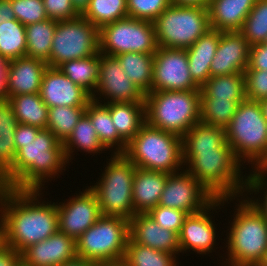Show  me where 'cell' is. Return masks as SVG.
<instances>
[{"mask_svg":"<svg viewBox=\"0 0 267 266\" xmlns=\"http://www.w3.org/2000/svg\"><path fill=\"white\" fill-rule=\"evenodd\" d=\"M85 110L86 106L51 107L48 109L46 129L50 130L60 142L64 143L73 132Z\"/></svg>","mask_w":267,"mask_h":266,"instance_id":"39","label":"cell"},{"mask_svg":"<svg viewBox=\"0 0 267 266\" xmlns=\"http://www.w3.org/2000/svg\"><path fill=\"white\" fill-rule=\"evenodd\" d=\"M63 147L68 163L73 160L72 156L74 155L73 152H76V148L77 151L88 152L90 155L93 154L92 156L107 151L101 144L90 118L85 113L79 119L71 135L63 143Z\"/></svg>","mask_w":267,"mask_h":266,"instance_id":"29","label":"cell"},{"mask_svg":"<svg viewBox=\"0 0 267 266\" xmlns=\"http://www.w3.org/2000/svg\"><path fill=\"white\" fill-rule=\"evenodd\" d=\"M258 266H267V251L265 253L264 259L261 261V263Z\"/></svg>","mask_w":267,"mask_h":266,"instance_id":"60","label":"cell"},{"mask_svg":"<svg viewBox=\"0 0 267 266\" xmlns=\"http://www.w3.org/2000/svg\"><path fill=\"white\" fill-rule=\"evenodd\" d=\"M226 141L224 128L195 123L182 137V151H207L222 148Z\"/></svg>","mask_w":267,"mask_h":266,"instance_id":"32","label":"cell"},{"mask_svg":"<svg viewBox=\"0 0 267 266\" xmlns=\"http://www.w3.org/2000/svg\"><path fill=\"white\" fill-rule=\"evenodd\" d=\"M182 161L185 170L215 198L244 196L247 175L228 142L214 150L182 151Z\"/></svg>","mask_w":267,"mask_h":266,"instance_id":"3","label":"cell"},{"mask_svg":"<svg viewBox=\"0 0 267 266\" xmlns=\"http://www.w3.org/2000/svg\"><path fill=\"white\" fill-rule=\"evenodd\" d=\"M3 244V224L0 217V245Z\"/></svg>","mask_w":267,"mask_h":266,"instance_id":"58","label":"cell"},{"mask_svg":"<svg viewBox=\"0 0 267 266\" xmlns=\"http://www.w3.org/2000/svg\"><path fill=\"white\" fill-rule=\"evenodd\" d=\"M110 111L113 126L128 144L146 122L145 102L105 103Z\"/></svg>","mask_w":267,"mask_h":266,"instance_id":"26","label":"cell"},{"mask_svg":"<svg viewBox=\"0 0 267 266\" xmlns=\"http://www.w3.org/2000/svg\"><path fill=\"white\" fill-rule=\"evenodd\" d=\"M239 32L252 46L267 38V0H257Z\"/></svg>","mask_w":267,"mask_h":266,"instance_id":"41","label":"cell"},{"mask_svg":"<svg viewBox=\"0 0 267 266\" xmlns=\"http://www.w3.org/2000/svg\"><path fill=\"white\" fill-rule=\"evenodd\" d=\"M233 199L236 200L235 198H215L203 210L186 216L181 232L178 235L181 253L184 254L192 250L200 255H208L216 252L214 250H216L215 246H217L215 243L218 237L216 233L218 232L216 231L215 220H212L213 217L210 214L212 213L213 215L214 211L217 213L216 209H221L220 206L224 208L225 203L229 204L234 201Z\"/></svg>","mask_w":267,"mask_h":266,"instance_id":"14","label":"cell"},{"mask_svg":"<svg viewBox=\"0 0 267 266\" xmlns=\"http://www.w3.org/2000/svg\"><path fill=\"white\" fill-rule=\"evenodd\" d=\"M211 0H170L176 6H198L208 8Z\"/></svg>","mask_w":267,"mask_h":266,"instance_id":"53","label":"cell"},{"mask_svg":"<svg viewBox=\"0 0 267 266\" xmlns=\"http://www.w3.org/2000/svg\"><path fill=\"white\" fill-rule=\"evenodd\" d=\"M14 144L16 157L13 166L0 178L1 188L43 190L46 182L62 175L70 165L63 143L48 129H41L35 139Z\"/></svg>","mask_w":267,"mask_h":266,"instance_id":"2","label":"cell"},{"mask_svg":"<svg viewBox=\"0 0 267 266\" xmlns=\"http://www.w3.org/2000/svg\"><path fill=\"white\" fill-rule=\"evenodd\" d=\"M251 45L239 31H221L219 45L210 65L211 77L244 73Z\"/></svg>","mask_w":267,"mask_h":266,"instance_id":"19","label":"cell"},{"mask_svg":"<svg viewBox=\"0 0 267 266\" xmlns=\"http://www.w3.org/2000/svg\"><path fill=\"white\" fill-rule=\"evenodd\" d=\"M146 122L183 137L200 121V90L151 91L145 94Z\"/></svg>","mask_w":267,"mask_h":266,"instance_id":"7","label":"cell"},{"mask_svg":"<svg viewBox=\"0 0 267 266\" xmlns=\"http://www.w3.org/2000/svg\"><path fill=\"white\" fill-rule=\"evenodd\" d=\"M214 199L215 197L184 168L180 173L167 175L158 205L192 214L203 210Z\"/></svg>","mask_w":267,"mask_h":266,"instance_id":"16","label":"cell"},{"mask_svg":"<svg viewBox=\"0 0 267 266\" xmlns=\"http://www.w3.org/2000/svg\"><path fill=\"white\" fill-rule=\"evenodd\" d=\"M82 16L100 29L128 17L126 0H90Z\"/></svg>","mask_w":267,"mask_h":266,"instance_id":"40","label":"cell"},{"mask_svg":"<svg viewBox=\"0 0 267 266\" xmlns=\"http://www.w3.org/2000/svg\"><path fill=\"white\" fill-rule=\"evenodd\" d=\"M57 68L91 95L96 91L100 72L99 53L90 57L66 61Z\"/></svg>","mask_w":267,"mask_h":266,"instance_id":"34","label":"cell"},{"mask_svg":"<svg viewBox=\"0 0 267 266\" xmlns=\"http://www.w3.org/2000/svg\"><path fill=\"white\" fill-rule=\"evenodd\" d=\"M90 0H71L73 8L79 15H82L87 9Z\"/></svg>","mask_w":267,"mask_h":266,"instance_id":"55","label":"cell"},{"mask_svg":"<svg viewBox=\"0 0 267 266\" xmlns=\"http://www.w3.org/2000/svg\"><path fill=\"white\" fill-rule=\"evenodd\" d=\"M39 94L48 108L87 106L92 100L88 91L53 67L45 70Z\"/></svg>","mask_w":267,"mask_h":266,"instance_id":"18","label":"cell"},{"mask_svg":"<svg viewBox=\"0 0 267 266\" xmlns=\"http://www.w3.org/2000/svg\"><path fill=\"white\" fill-rule=\"evenodd\" d=\"M0 266H22V254L4 243L1 244Z\"/></svg>","mask_w":267,"mask_h":266,"instance_id":"49","label":"cell"},{"mask_svg":"<svg viewBox=\"0 0 267 266\" xmlns=\"http://www.w3.org/2000/svg\"><path fill=\"white\" fill-rule=\"evenodd\" d=\"M246 97L251 101L267 99V70L245 69Z\"/></svg>","mask_w":267,"mask_h":266,"instance_id":"46","label":"cell"},{"mask_svg":"<svg viewBox=\"0 0 267 266\" xmlns=\"http://www.w3.org/2000/svg\"><path fill=\"white\" fill-rule=\"evenodd\" d=\"M21 254L22 266H60L77 255L76 241L57 231L49 238L29 246Z\"/></svg>","mask_w":267,"mask_h":266,"instance_id":"20","label":"cell"},{"mask_svg":"<svg viewBox=\"0 0 267 266\" xmlns=\"http://www.w3.org/2000/svg\"><path fill=\"white\" fill-rule=\"evenodd\" d=\"M26 28L18 20L0 24V55L8 61L26 56Z\"/></svg>","mask_w":267,"mask_h":266,"instance_id":"38","label":"cell"},{"mask_svg":"<svg viewBox=\"0 0 267 266\" xmlns=\"http://www.w3.org/2000/svg\"><path fill=\"white\" fill-rule=\"evenodd\" d=\"M158 49L154 23L125 17L99 29V52L115 57L128 52L154 54Z\"/></svg>","mask_w":267,"mask_h":266,"instance_id":"11","label":"cell"},{"mask_svg":"<svg viewBox=\"0 0 267 266\" xmlns=\"http://www.w3.org/2000/svg\"><path fill=\"white\" fill-rule=\"evenodd\" d=\"M56 25V20L48 18L25 26L26 56L45 61L49 67V56Z\"/></svg>","mask_w":267,"mask_h":266,"instance_id":"33","label":"cell"},{"mask_svg":"<svg viewBox=\"0 0 267 266\" xmlns=\"http://www.w3.org/2000/svg\"><path fill=\"white\" fill-rule=\"evenodd\" d=\"M200 97L217 100L247 99L244 73L210 77L200 88Z\"/></svg>","mask_w":267,"mask_h":266,"instance_id":"35","label":"cell"},{"mask_svg":"<svg viewBox=\"0 0 267 266\" xmlns=\"http://www.w3.org/2000/svg\"><path fill=\"white\" fill-rule=\"evenodd\" d=\"M15 19L24 26L48 19L43 0H10Z\"/></svg>","mask_w":267,"mask_h":266,"instance_id":"44","label":"cell"},{"mask_svg":"<svg viewBox=\"0 0 267 266\" xmlns=\"http://www.w3.org/2000/svg\"><path fill=\"white\" fill-rule=\"evenodd\" d=\"M15 19V14L12 9L10 0H0V24L8 20Z\"/></svg>","mask_w":267,"mask_h":266,"instance_id":"52","label":"cell"},{"mask_svg":"<svg viewBox=\"0 0 267 266\" xmlns=\"http://www.w3.org/2000/svg\"><path fill=\"white\" fill-rule=\"evenodd\" d=\"M99 71L98 85L92 100L104 104L145 102V94L124 73V69L115 57L99 52Z\"/></svg>","mask_w":267,"mask_h":266,"instance_id":"15","label":"cell"},{"mask_svg":"<svg viewBox=\"0 0 267 266\" xmlns=\"http://www.w3.org/2000/svg\"><path fill=\"white\" fill-rule=\"evenodd\" d=\"M17 118L8 100L0 101V178L13 166L16 157L14 133Z\"/></svg>","mask_w":267,"mask_h":266,"instance_id":"31","label":"cell"},{"mask_svg":"<svg viewBox=\"0 0 267 266\" xmlns=\"http://www.w3.org/2000/svg\"><path fill=\"white\" fill-rule=\"evenodd\" d=\"M244 100L246 99L217 100L216 97H200V121L225 129Z\"/></svg>","mask_w":267,"mask_h":266,"instance_id":"36","label":"cell"},{"mask_svg":"<svg viewBox=\"0 0 267 266\" xmlns=\"http://www.w3.org/2000/svg\"><path fill=\"white\" fill-rule=\"evenodd\" d=\"M18 123L46 129L48 121V107L39 93L21 94L7 98Z\"/></svg>","mask_w":267,"mask_h":266,"instance_id":"28","label":"cell"},{"mask_svg":"<svg viewBox=\"0 0 267 266\" xmlns=\"http://www.w3.org/2000/svg\"><path fill=\"white\" fill-rule=\"evenodd\" d=\"M8 60L0 55V101L7 99L6 92V70L8 66Z\"/></svg>","mask_w":267,"mask_h":266,"instance_id":"51","label":"cell"},{"mask_svg":"<svg viewBox=\"0 0 267 266\" xmlns=\"http://www.w3.org/2000/svg\"><path fill=\"white\" fill-rule=\"evenodd\" d=\"M225 133L226 141L243 166L249 164L252 169H260L267 162V120L259 102L242 101Z\"/></svg>","mask_w":267,"mask_h":266,"instance_id":"5","label":"cell"},{"mask_svg":"<svg viewBox=\"0 0 267 266\" xmlns=\"http://www.w3.org/2000/svg\"><path fill=\"white\" fill-rule=\"evenodd\" d=\"M115 58L124 69V73L144 94L151 92L154 54L128 52L118 54Z\"/></svg>","mask_w":267,"mask_h":266,"instance_id":"30","label":"cell"},{"mask_svg":"<svg viewBox=\"0 0 267 266\" xmlns=\"http://www.w3.org/2000/svg\"><path fill=\"white\" fill-rule=\"evenodd\" d=\"M221 31L210 29L186 48L193 81L201 88L211 77L210 65L219 45Z\"/></svg>","mask_w":267,"mask_h":266,"instance_id":"24","label":"cell"},{"mask_svg":"<svg viewBox=\"0 0 267 266\" xmlns=\"http://www.w3.org/2000/svg\"><path fill=\"white\" fill-rule=\"evenodd\" d=\"M158 47L186 49L210 30L208 8L170 5L154 21Z\"/></svg>","mask_w":267,"mask_h":266,"instance_id":"9","label":"cell"},{"mask_svg":"<svg viewBox=\"0 0 267 266\" xmlns=\"http://www.w3.org/2000/svg\"><path fill=\"white\" fill-rule=\"evenodd\" d=\"M148 214L159 226L165 228L166 230L173 231L178 235L181 232L184 219L188 215L182 210L164 207L161 205H157L156 207L152 208Z\"/></svg>","mask_w":267,"mask_h":266,"instance_id":"45","label":"cell"},{"mask_svg":"<svg viewBox=\"0 0 267 266\" xmlns=\"http://www.w3.org/2000/svg\"><path fill=\"white\" fill-rule=\"evenodd\" d=\"M259 170L267 177V162Z\"/></svg>","mask_w":267,"mask_h":266,"instance_id":"59","label":"cell"},{"mask_svg":"<svg viewBox=\"0 0 267 266\" xmlns=\"http://www.w3.org/2000/svg\"><path fill=\"white\" fill-rule=\"evenodd\" d=\"M246 69L267 70V45L254 44L250 47L249 62Z\"/></svg>","mask_w":267,"mask_h":266,"instance_id":"48","label":"cell"},{"mask_svg":"<svg viewBox=\"0 0 267 266\" xmlns=\"http://www.w3.org/2000/svg\"><path fill=\"white\" fill-rule=\"evenodd\" d=\"M236 199L239 202L227 227V258L221 265L258 266L267 251V220L245 196Z\"/></svg>","mask_w":267,"mask_h":266,"instance_id":"4","label":"cell"},{"mask_svg":"<svg viewBox=\"0 0 267 266\" xmlns=\"http://www.w3.org/2000/svg\"><path fill=\"white\" fill-rule=\"evenodd\" d=\"M250 174H247L246 190L244 196L249 202L261 213L267 220V177L259 169H250ZM262 192L264 194H262ZM261 194V198H255L253 195ZM253 196H252V195ZM248 195H251L249 197ZM263 197V198H262ZM261 199V200H260Z\"/></svg>","mask_w":267,"mask_h":266,"instance_id":"42","label":"cell"},{"mask_svg":"<svg viewBox=\"0 0 267 266\" xmlns=\"http://www.w3.org/2000/svg\"><path fill=\"white\" fill-rule=\"evenodd\" d=\"M129 235L128 219L102 215L76 240V254L97 263L121 261Z\"/></svg>","mask_w":267,"mask_h":266,"instance_id":"10","label":"cell"},{"mask_svg":"<svg viewBox=\"0 0 267 266\" xmlns=\"http://www.w3.org/2000/svg\"><path fill=\"white\" fill-rule=\"evenodd\" d=\"M97 262L84 259L80 256H75L72 259L67 260L60 266H96Z\"/></svg>","mask_w":267,"mask_h":266,"instance_id":"54","label":"cell"},{"mask_svg":"<svg viewBox=\"0 0 267 266\" xmlns=\"http://www.w3.org/2000/svg\"><path fill=\"white\" fill-rule=\"evenodd\" d=\"M98 182L90 188L96 194L103 216H119L130 220L133 208V177L136 166L124 154H111Z\"/></svg>","mask_w":267,"mask_h":266,"instance_id":"8","label":"cell"},{"mask_svg":"<svg viewBox=\"0 0 267 266\" xmlns=\"http://www.w3.org/2000/svg\"><path fill=\"white\" fill-rule=\"evenodd\" d=\"M40 130V128L31 125L18 123L14 133V142H28L35 139Z\"/></svg>","mask_w":267,"mask_h":266,"instance_id":"50","label":"cell"},{"mask_svg":"<svg viewBox=\"0 0 267 266\" xmlns=\"http://www.w3.org/2000/svg\"><path fill=\"white\" fill-rule=\"evenodd\" d=\"M47 68V62L28 56L10 60L6 70L7 98L39 93L43 74Z\"/></svg>","mask_w":267,"mask_h":266,"instance_id":"22","label":"cell"},{"mask_svg":"<svg viewBox=\"0 0 267 266\" xmlns=\"http://www.w3.org/2000/svg\"><path fill=\"white\" fill-rule=\"evenodd\" d=\"M128 17L153 22L171 3L170 0H126Z\"/></svg>","mask_w":267,"mask_h":266,"instance_id":"43","label":"cell"},{"mask_svg":"<svg viewBox=\"0 0 267 266\" xmlns=\"http://www.w3.org/2000/svg\"><path fill=\"white\" fill-rule=\"evenodd\" d=\"M123 154L137 168L145 170L173 174L184 169L182 137L152 127L147 122L127 144Z\"/></svg>","mask_w":267,"mask_h":266,"instance_id":"6","label":"cell"},{"mask_svg":"<svg viewBox=\"0 0 267 266\" xmlns=\"http://www.w3.org/2000/svg\"><path fill=\"white\" fill-rule=\"evenodd\" d=\"M200 90L193 81L186 49L158 47L154 53L151 91Z\"/></svg>","mask_w":267,"mask_h":266,"instance_id":"13","label":"cell"},{"mask_svg":"<svg viewBox=\"0 0 267 266\" xmlns=\"http://www.w3.org/2000/svg\"><path fill=\"white\" fill-rule=\"evenodd\" d=\"M43 4L49 19L61 21L79 16L71 0H43Z\"/></svg>","mask_w":267,"mask_h":266,"instance_id":"47","label":"cell"},{"mask_svg":"<svg viewBox=\"0 0 267 266\" xmlns=\"http://www.w3.org/2000/svg\"><path fill=\"white\" fill-rule=\"evenodd\" d=\"M99 53V29L82 15L57 21L49 56V67Z\"/></svg>","mask_w":267,"mask_h":266,"instance_id":"12","label":"cell"},{"mask_svg":"<svg viewBox=\"0 0 267 266\" xmlns=\"http://www.w3.org/2000/svg\"><path fill=\"white\" fill-rule=\"evenodd\" d=\"M178 256L134 243L130 238L126 246V266H178Z\"/></svg>","mask_w":267,"mask_h":266,"instance_id":"37","label":"cell"},{"mask_svg":"<svg viewBox=\"0 0 267 266\" xmlns=\"http://www.w3.org/2000/svg\"><path fill=\"white\" fill-rule=\"evenodd\" d=\"M42 194V190L0 187L3 243L19 253L58 231L56 203L41 201Z\"/></svg>","mask_w":267,"mask_h":266,"instance_id":"1","label":"cell"},{"mask_svg":"<svg viewBox=\"0 0 267 266\" xmlns=\"http://www.w3.org/2000/svg\"><path fill=\"white\" fill-rule=\"evenodd\" d=\"M96 266H126L123 260L115 262H98Z\"/></svg>","mask_w":267,"mask_h":266,"instance_id":"56","label":"cell"},{"mask_svg":"<svg viewBox=\"0 0 267 266\" xmlns=\"http://www.w3.org/2000/svg\"><path fill=\"white\" fill-rule=\"evenodd\" d=\"M259 104L261 106L263 116L267 120V99H264V100L259 101Z\"/></svg>","mask_w":267,"mask_h":266,"instance_id":"57","label":"cell"},{"mask_svg":"<svg viewBox=\"0 0 267 266\" xmlns=\"http://www.w3.org/2000/svg\"><path fill=\"white\" fill-rule=\"evenodd\" d=\"M257 0H211L209 12L210 29L239 31Z\"/></svg>","mask_w":267,"mask_h":266,"instance_id":"25","label":"cell"},{"mask_svg":"<svg viewBox=\"0 0 267 266\" xmlns=\"http://www.w3.org/2000/svg\"><path fill=\"white\" fill-rule=\"evenodd\" d=\"M85 114L90 118L101 144L107 150L112 149L110 150V152L113 151L111 154H123L127 143L113 126L108 107L104 103L91 100L86 106Z\"/></svg>","mask_w":267,"mask_h":266,"instance_id":"27","label":"cell"},{"mask_svg":"<svg viewBox=\"0 0 267 266\" xmlns=\"http://www.w3.org/2000/svg\"><path fill=\"white\" fill-rule=\"evenodd\" d=\"M168 173L135 168L133 177V208L137 213H148L159 204Z\"/></svg>","mask_w":267,"mask_h":266,"instance_id":"23","label":"cell"},{"mask_svg":"<svg viewBox=\"0 0 267 266\" xmlns=\"http://www.w3.org/2000/svg\"><path fill=\"white\" fill-rule=\"evenodd\" d=\"M129 238L136 244L178 255L177 233L159 226L148 213H137L129 220Z\"/></svg>","mask_w":267,"mask_h":266,"instance_id":"21","label":"cell"},{"mask_svg":"<svg viewBox=\"0 0 267 266\" xmlns=\"http://www.w3.org/2000/svg\"><path fill=\"white\" fill-rule=\"evenodd\" d=\"M85 187L67 202H56L58 231L75 241L102 216L96 194L89 186Z\"/></svg>","mask_w":267,"mask_h":266,"instance_id":"17","label":"cell"}]
</instances>
